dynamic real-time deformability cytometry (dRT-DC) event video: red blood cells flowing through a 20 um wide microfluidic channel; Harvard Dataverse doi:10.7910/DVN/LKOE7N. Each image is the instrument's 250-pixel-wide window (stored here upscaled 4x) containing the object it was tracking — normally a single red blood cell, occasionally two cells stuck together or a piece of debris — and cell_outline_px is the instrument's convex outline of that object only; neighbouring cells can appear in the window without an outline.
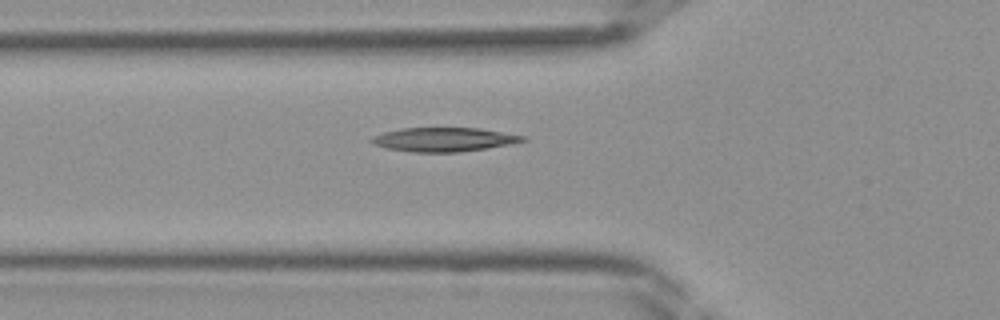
{"species": "Egyptian fruit bat (a non-hibernating species)", "species_latin": "Rousettus aegyptiacus", "temperature_condition": "room temperature", "stored_images_in_passage": 30, "camera_frame_rate_fps": 3000, "um_per_image_px": 0.085, "frame": {"image": 1, "passage_image": 7, "time_ms": 2.0, "image_size_px": [1000, 320], "cell_outline_px": [[528, 140], [508, 144], [460, 152], [408, 152], [388, 148], [372, 144], [368, 140], [384, 132], [400, 128], [480, 128], [524, 136]], "centroid_in_image_um": [37.69, 11.86], "position_along_channel_um": 88.1, "area_um2": 20.92}}
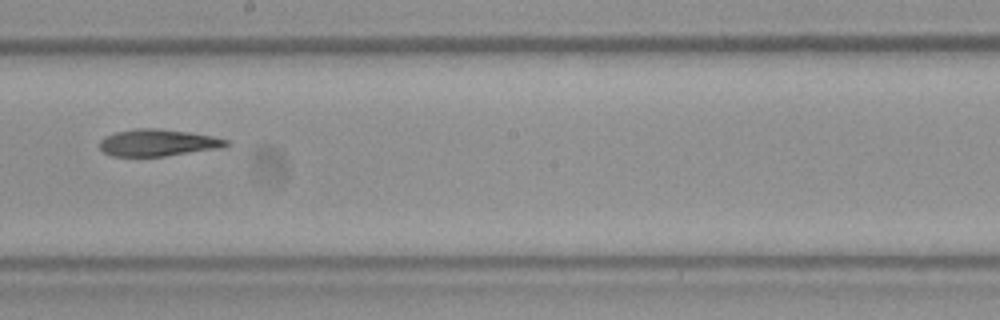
{"frame": {"image": 2, "passage_image": 16, "time_ms": 5.0, "image_size_px": [1000, 320], "cell_outline_px": [[232, 144], [220, 148], [164, 156], [112, 156], [104, 152], [100, 148], [100, 140], [104, 136], [116, 132], [136, 128], [160, 128], [188, 132], [212, 136], [228, 140]], "centroid_in_image_um": [13.42, 12.12], "position_along_channel_um": 234.8, "area_um2": 19.83}}
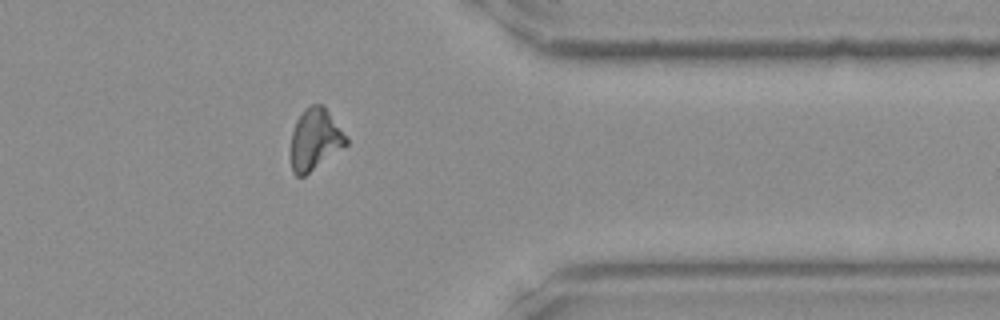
{"frame": {"image": 3, "passage_image": 26, "time_ms": 8.333, "image_size_px": [1000, 320], "cell_outline_px": [[348, 144], [304, 176], [296, 176], [292, 172], [292, 132], [296, 120], [304, 108], [312, 104], [320, 104], [328, 112], [348, 136]], "centroid_in_image_um": [26.79, 11.84], "position_along_channel_um": 384.6, "area_um2": 19.54}}